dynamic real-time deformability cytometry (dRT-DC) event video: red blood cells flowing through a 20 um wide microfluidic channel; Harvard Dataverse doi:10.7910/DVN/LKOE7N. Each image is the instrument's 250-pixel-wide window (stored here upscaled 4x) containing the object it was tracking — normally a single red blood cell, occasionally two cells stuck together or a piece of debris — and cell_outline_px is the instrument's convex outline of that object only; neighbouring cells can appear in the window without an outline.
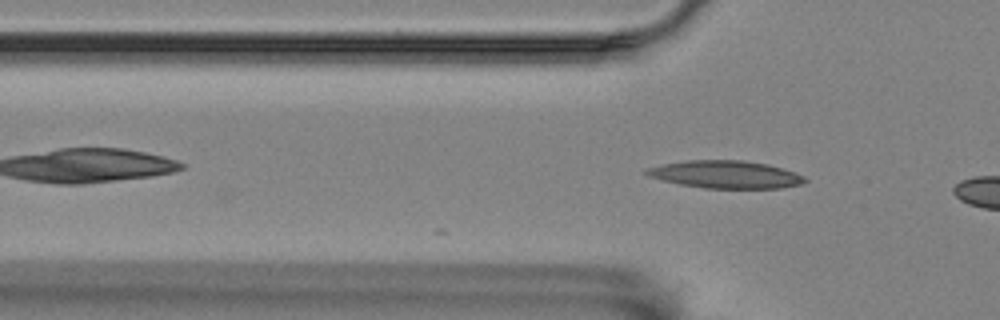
{"species": "Egyptian fruit bat (a non-hibernating species)", "species_latin": "Rousettus aegyptiacus", "temperature_condition": "room temperature", "stored_images_in_passage": 4, "camera_frame_rate_fps": 3000, "um_per_image_px": 0.085, "animal": {"sex": "female"}, "frame": {"image": 1, "passage_image": 3, "time_ms": 0.667, "image_size_px": [1000, 320], "cell_outline_px": [[808, 180], [800, 184], [780, 188], [704, 188], [680, 184], [648, 176], [644, 172], [644, 168], [664, 164], [688, 160], [744, 160], [768, 164], [796, 172], [804, 176]], "centroid_in_image_um": [61.69, 14.82], "position_along_channel_um": 64.1, "area_um2": 25.43}}